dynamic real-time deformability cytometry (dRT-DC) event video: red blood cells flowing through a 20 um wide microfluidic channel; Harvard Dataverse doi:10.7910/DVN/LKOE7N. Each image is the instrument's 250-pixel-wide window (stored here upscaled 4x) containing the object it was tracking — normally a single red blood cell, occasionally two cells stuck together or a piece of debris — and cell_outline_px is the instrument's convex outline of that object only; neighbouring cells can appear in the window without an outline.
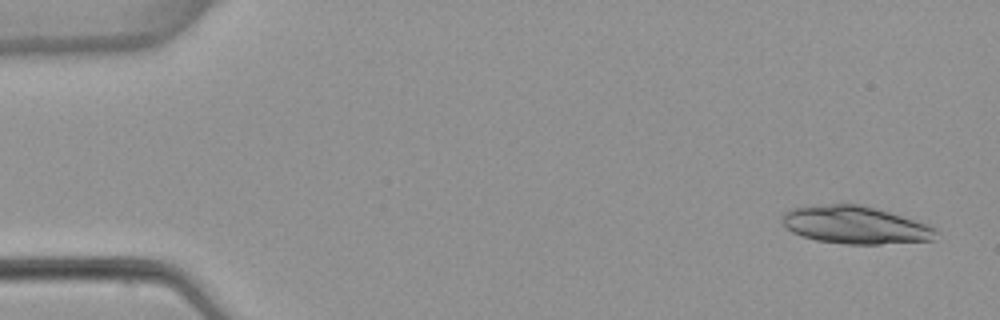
{"species": "common noctule bat (a hibernating species)", "species_latin": "Nyctalus noctula", "temperature_condition": "warm", "stored_images_in_passage": 4, "camera_frame_rate_fps": 3000, "um_per_image_px": 0.085, "animal": {"sex": "female", "body_mass_g": 22.7, "forearm_length_mm": 54.2}, "frame": {"image": 1, "passage_image": 1, "time_ms": 0.0, "image_size_px": [1000, 320], "cell_outline_px": [[936, 232], [932, 240], [880, 244], [848, 244], [816, 240], [792, 232], [784, 228], [780, 220], [780, 216], [788, 208], [832, 204], [860, 204], [876, 208], [932, 224], [936, 228]], "centroid_in_image_um": [72.67, 19.11], "position_along_channel_um": 12.3, "area_um2": 34.04}}